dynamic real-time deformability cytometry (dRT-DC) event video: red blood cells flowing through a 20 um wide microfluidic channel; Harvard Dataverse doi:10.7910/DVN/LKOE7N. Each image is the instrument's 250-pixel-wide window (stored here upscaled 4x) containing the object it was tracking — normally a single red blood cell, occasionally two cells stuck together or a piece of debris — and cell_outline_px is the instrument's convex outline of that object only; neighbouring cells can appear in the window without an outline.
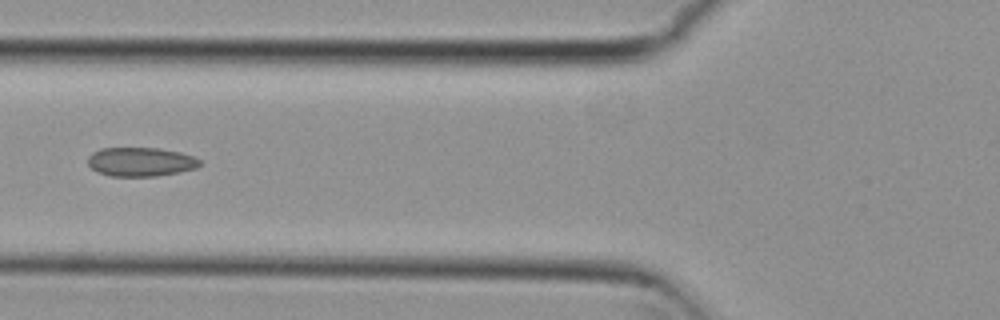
{"species": "common noctule bat (a hibernating species)", "species_latin": "Nyctalus noctula", "temperature_condition": "cold", "stored_images_in_passage": 6, "camera_frame_rate_fps": 3000, "um_per_image_px": 0.085, "animal": {"sex": "female", "body_mass_g": 29.2, "forearm_length_mm": 56.3}, "frame": {"image": 1, "passage_image": 6, "time_ms": 1.667, "image_size_px": [1000, 320], "cell_outline_px": [[200, 164], [196, 168], [180, 172], [156, 176], [108, 176], [96, 172], [88, 164], [88, 156], [92, 152], [100, 148], [160, 148], [180, 152], [192, 156], [200, 160]], "centroid_in_image_um": [11.93, 13.76], "position_along_channel_um": 113.9, "area_um2": 19.02}}